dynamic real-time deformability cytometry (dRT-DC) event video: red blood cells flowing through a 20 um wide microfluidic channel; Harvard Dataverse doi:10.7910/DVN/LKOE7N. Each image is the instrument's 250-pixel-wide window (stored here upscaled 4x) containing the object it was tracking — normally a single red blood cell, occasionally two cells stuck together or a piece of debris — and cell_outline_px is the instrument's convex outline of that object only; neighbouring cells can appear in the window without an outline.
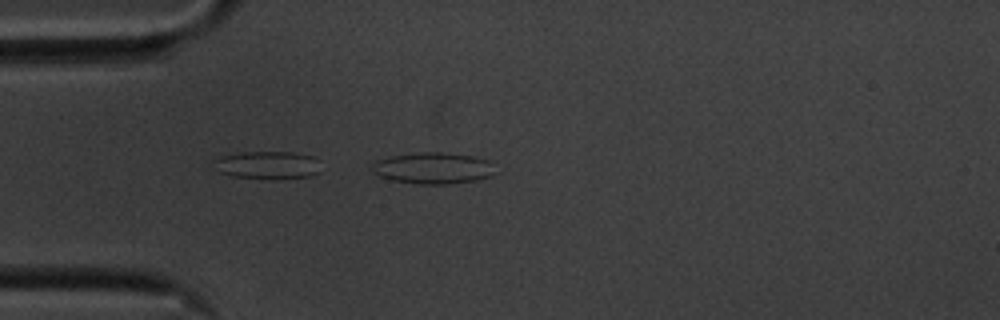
{"species": "common noctule bat (a hibernating species)", "species_latin": "Nyctalus noctula", "temperature_condition": "cold", "stored_images_in_passage": 14, "camera_frame_rate_fps": 3000, "um_per_image_px": 0.085, "animal": {"sex": "male", "body_mass_g": 20.1, "forearm_length_mm": 53.5}, "frame": {"image": 1, "passage_image": 14, "time_ms": 4.333, "image_size_px": [1000, 320], "cell_outline_px": [[492, 176], [476, 180], [448, 184], [420, 184], [388, 180], [372, 172], [372, 164], [376, 160], [392, 156], [420, 152], [444, 152], [472, 156], [492, 160]], "centroid_in_image_um": [36.8, 14.29], "position_along_channel_um": 48.2, "area_um2": 22.6}}